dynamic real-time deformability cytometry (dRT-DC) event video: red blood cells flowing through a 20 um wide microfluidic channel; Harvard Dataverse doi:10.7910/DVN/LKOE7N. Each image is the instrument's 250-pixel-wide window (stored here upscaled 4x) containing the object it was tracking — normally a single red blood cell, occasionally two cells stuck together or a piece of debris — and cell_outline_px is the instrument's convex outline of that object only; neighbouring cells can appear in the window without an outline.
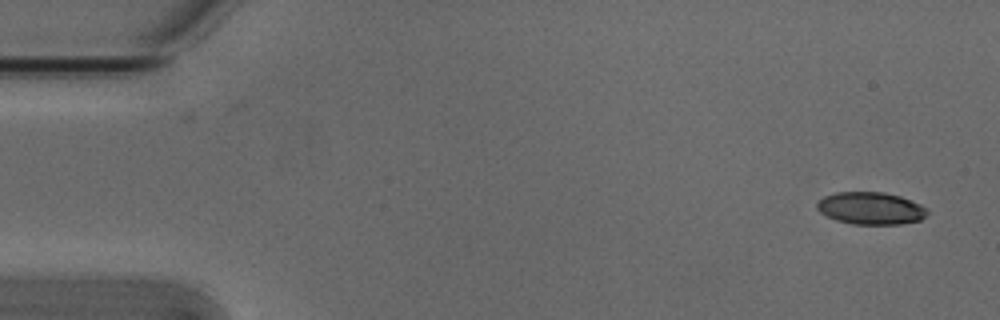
{"species": "Egyptian fruit bat (a non-hibernating species)", "species_latin": "Rousettus aegyptiacus", "temperature_condition": "cold", "stored_images_in_passage": 2, "camera_frame_rate_fps": 3000, "um_per_image_px": 0.085, "animal": {"sex": "male"}, "frame": {"image": 1, "passage_image": 2, "time_ms": 0.333, "image_size_px": [1000, 320], "cell_outline_px": [[928, 212], [920, 220], [900, 224], [852, 224], [836, 220], [820, 212], [816, 208], [816, 204], [824, 196], [836, 192], [884, 192], [900, 196], [920, 204]], "centroid_in_image_um": [73.98, 17.7], "position_along_channel_um": 11.0, "area_um2": 20.63}}